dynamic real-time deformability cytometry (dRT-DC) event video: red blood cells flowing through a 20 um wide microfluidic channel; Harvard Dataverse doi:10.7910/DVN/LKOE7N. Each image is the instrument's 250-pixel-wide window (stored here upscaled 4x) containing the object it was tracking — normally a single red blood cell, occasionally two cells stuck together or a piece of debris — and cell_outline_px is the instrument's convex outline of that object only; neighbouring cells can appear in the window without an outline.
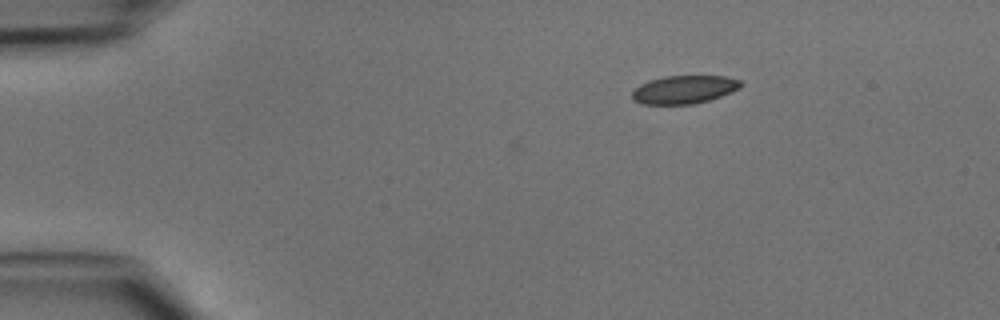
{"species": "common noctule bat (a hibernating species)", "species_latin": "Nyctalus noctula", "temperature_condition": "cold", "stored_images_in_passage": 33, "camera_frame_rate_fps": 3000, "um_per_image_px": 0.085, "animal": {"sex": "male", "body_mass_g": 15.6}, "frame": {"image": 1, "passage_image": 1, "time_ms": 0.0, "image_size_px": [1000, 320], "cell_outline_px": [[744, 84], [740, 88], [732, 92], [708, 100], [692, 104], [644, 104], [632, 100], [632, 92], [640, 84], [648, 80], [664, 76], [724, 76], [740, 80]], "centroid_in_image_um": [58.15, 7.6], "position_along_channel_um": 26.8, "area_um2": 17.86}}
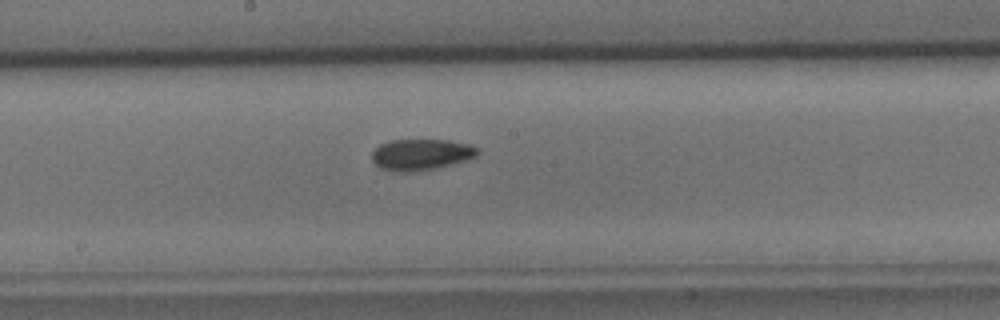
{"frame": {"image": 2, "passage_image": 19, "time_ms": 6.0, "image_size_px": [1000, 320], "cell_outline_px": [[480, 152], [476, 156], [468, 160], [436, 168], [380, 168], [372, 160], [372, 152], [380, 144], [388, 140], [448, 140], [468, 144], [480, 148]], "centroid_in_image_um": [35.88, 13.06], "position_along_channel_um": 212.3, "area_um2": 18.32}}
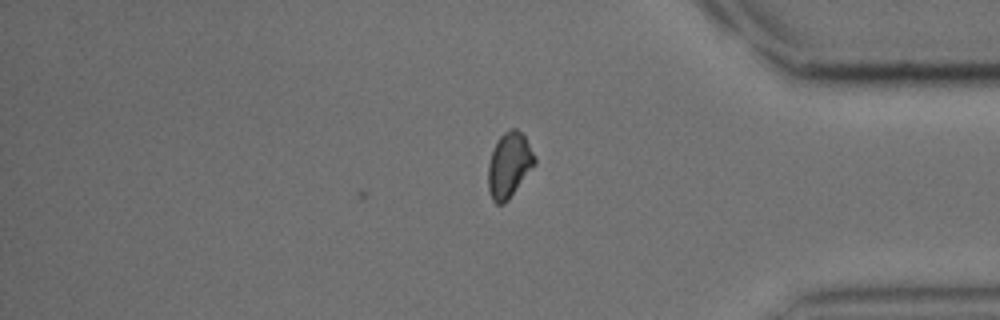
{"frame": {"image": 3, "passage_image": 33, "time_ms": 10.667, "image_size_px": [1000, 320], "cell_outline_px": [[536, 164], [508, 200], [504, 204], [496, 204], [492, 200], [488, 188], [488, 164], [492, 148], [496, 140], [504, 132], [512, 128], [516, 128], [524, 136], [536, 156]], "centroid_in_image_um": [43.27, 14.02], "position_along_channel_um": 391.9, "area_um2": 17.86}}